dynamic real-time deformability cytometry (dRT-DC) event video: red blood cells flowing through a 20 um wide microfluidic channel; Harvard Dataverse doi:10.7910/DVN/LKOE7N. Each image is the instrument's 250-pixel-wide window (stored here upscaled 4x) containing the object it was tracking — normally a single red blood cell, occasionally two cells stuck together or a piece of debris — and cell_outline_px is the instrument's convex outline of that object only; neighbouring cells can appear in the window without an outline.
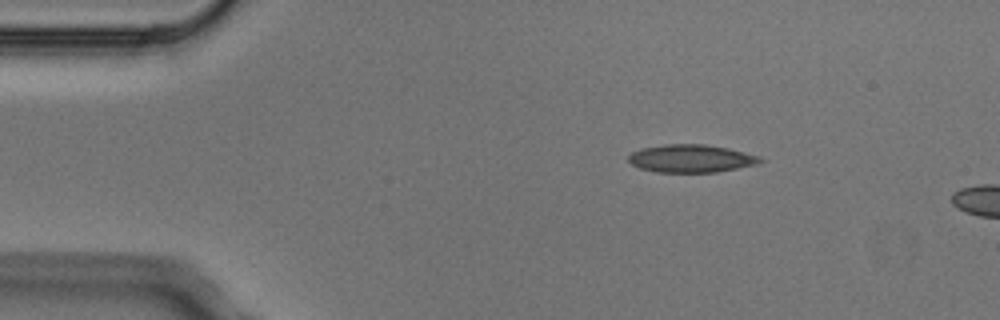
{"species": "Egyptian fruit bat (a non-hibernating species)", "species_latin": "Rousettus aegyptiacus", "temperature_condition": "cold", "stored_images_in_passage": 4, "camera_frame_rate_fps": 3000, "um_per_image_px": 0.085, "animal": {"sex": "male"}, "frame": {"image": 1, "passage_image": 2, "time_ms": 0.333, "image_size_px": [1000, 320], "cell_outline_px": [[764, 160], [756, 164], [716, 172], [656, 172], [640, 168], [632, 164], [628, 160], [628, 156], [632, 152], [640, 148], [664, 144], [704, 144], [728, 148], [760, 156]], "centroid_in_image_um": [58.72, 13.46], "position_along_channel_um": 26.3, "area_um2": 21.33}}